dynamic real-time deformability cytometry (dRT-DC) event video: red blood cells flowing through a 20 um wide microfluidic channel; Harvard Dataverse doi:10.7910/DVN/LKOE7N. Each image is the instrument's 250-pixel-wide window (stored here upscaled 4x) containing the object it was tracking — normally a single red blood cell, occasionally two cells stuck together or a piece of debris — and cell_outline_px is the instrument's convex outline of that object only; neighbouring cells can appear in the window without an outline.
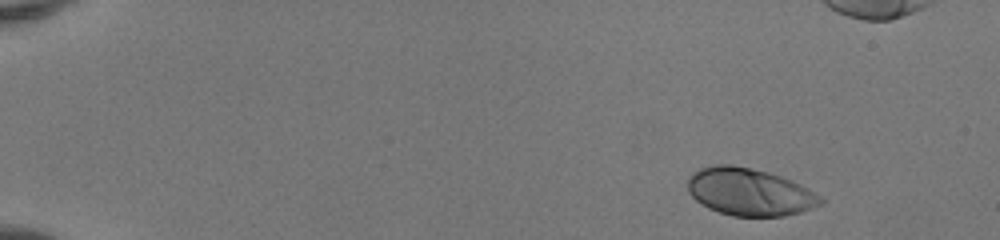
{"species": "human", "species_latin": "Homo sapiens", "temperature_condition": "room temperature", "stored_images_in_passage": 47, "camera_frame_rate_fps": 3000, "um_per_image_px": 0.085, "donor": {"sex": "female"}, "frame": {"image": 1, "passage_image": 1, "time_ms": 0.0, "image_size_px": [1000, 240], "cell_outline_px": [[824, 200], [820, 204], [812, 208], [800, 212], [784, 216], [732, 216], [708, 208], [696, 200], [688, 192], [688, 176], [692, 172], [700, 168], [716, 164], [732, 164], [768, 172], [792, 180], [800, 184], [820, 196]], "centroid_in_image_um": [63.68, 16.31], "position_along_channel_um": 21.3, "area_um2": 36.7}}
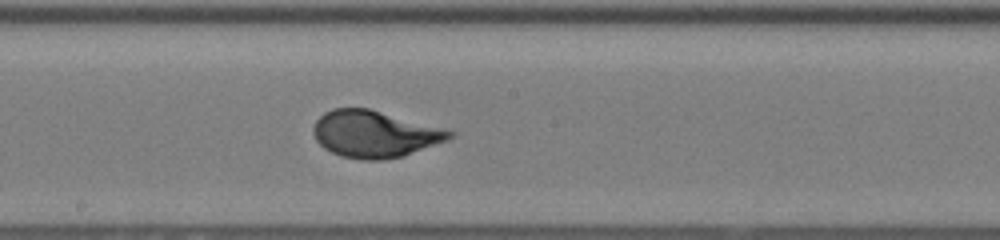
{"frame": {"image": 2, "passage_image": 25, "time_ms": 8.0, "image_size_px": [1000, 240], "cell_outline_px": [[456, 136], [448, 140], [404, 156], [384, 160], [364, 160], [340, 156], [324, 148], [316, 140], [312, 132], [312, 128], [316, 120], [324, 112], [332, 108], [368, 108], [448, 128], [456, 132]], "centroid_in_image_um": [31.89, 11.39], "position_along_channel_um": 216.3, "area_um2": 37.74}}
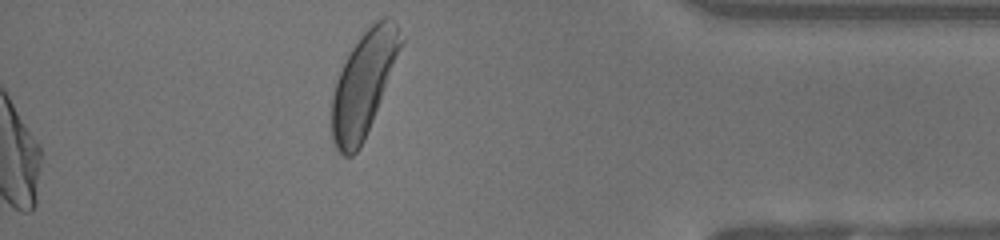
{"frame": {"image": 3, "passage_image": 47, "time_ms": 15.333, "image_size_px": [1000, 240], "cell_outline_px": [[404, 40], [364, 140], [360, 148], [352, 156], [344, 156], [336, 148], [332, 140], [332, 96], [336, 80], [348, 52], [360, 36], [376, 20], [384, 16], [388, 16], [400, 28]], "centroid_in_image_um": [30.89, 7.1], "position_along_channel_um": 404.3, "area_um2": 41.21}, "authors_computed_cell_mechanics": {"area_um2": 36.703, "velocity_mm_per_s": 4.1332, "shape_relaxation_time_tau1_ms": 3.7679, "shape_relaxation_time_tau2_ms": null, "deformation_change_tau1": 0.1967, "deformation_change_tau2": null}}